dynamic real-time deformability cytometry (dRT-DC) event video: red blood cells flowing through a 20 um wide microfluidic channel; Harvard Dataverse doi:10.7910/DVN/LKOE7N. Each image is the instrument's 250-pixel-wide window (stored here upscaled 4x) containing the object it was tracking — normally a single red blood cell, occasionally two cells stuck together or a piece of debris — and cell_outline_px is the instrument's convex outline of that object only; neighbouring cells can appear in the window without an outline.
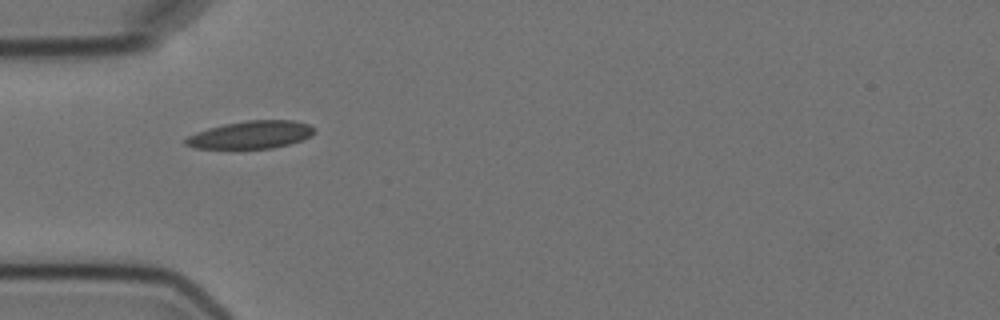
{"species": "Egyptian fruit bat (a non-hibernating species)", "species_latin": "Rousettus aegyptiacus", "temperature_condition": "cold", "stored_images_in_passage": 1, "camera_frame_rate_fps": 3000, "um_per_image_px": 0.085, "animal": {"sex": "female"}, "frame": {"image": 1, "passage_image": 1, "time_ms": 0.0, "image_size_px": [1000, 320], "cell_outline_px": [[316, 132], [312, 136], [288, 144], [272, 148], [232, 152], [192, 148], [184, 144], [184, 140], [188, 136], [196, 132], [208, 128], [224, 124], [248, 120], [292, 120], [308, 124], [316, 128]], "centroid_in_image_um": [21.25, 11.51], "position_along_channel_um": 63.8, "area_um2": 21.91}}